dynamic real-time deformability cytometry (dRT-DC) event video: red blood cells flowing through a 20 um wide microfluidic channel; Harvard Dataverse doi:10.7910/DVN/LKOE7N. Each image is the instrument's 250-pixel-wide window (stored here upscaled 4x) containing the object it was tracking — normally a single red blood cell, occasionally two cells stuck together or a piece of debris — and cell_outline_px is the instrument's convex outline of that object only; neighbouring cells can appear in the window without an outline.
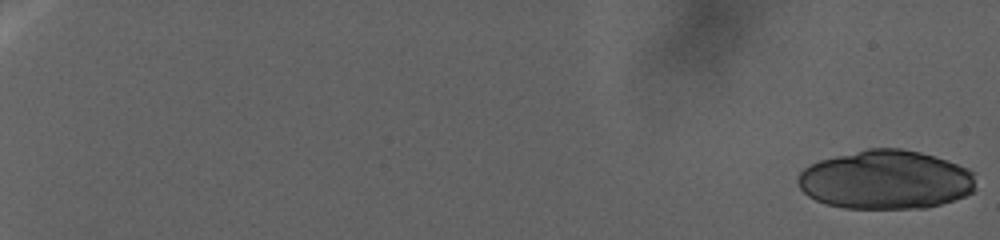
{"species": "human", "species_latin": "Homo sapiens", "temperature_condition": "warm", "stored_images_in_passage": 32, "camera_frame_rate_fps": 3000, "um_per_image_px": 0.085, "donor": {"sex": "female"}, "frame": {"image": 1, "passage_image": 1, "time_ms": 0.0, "image_size_px": [1000, 240], "cell_outline_px": [[976, 188], [972, 192], [964, 196], [940, 204], [924, 208], [844, 208], [828, 204], [816, 200], [808, 196], [800, 188], [796, 180], [800, 172], [804, 168], [820, 160], [868, 148], [900, 148], [920, 152], [948, 160], [968, 168], [972, 172]], "centroid_in_image_um": [75.29, 15.28], "position_along_channel_um": 9.7, "area_um2": 60.98}}
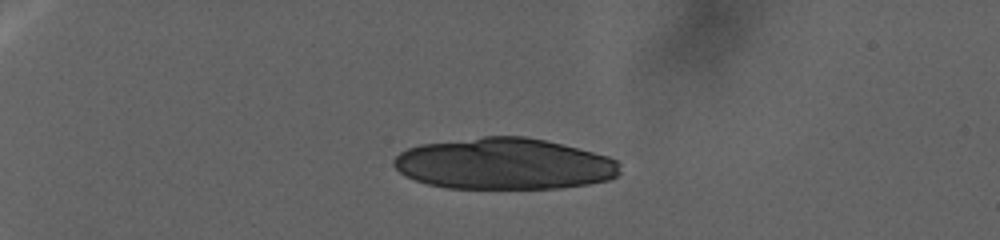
{"frame": {"image": 2, "passage_image": 16, "time_ms": 15.0, "image_size_px": [1000, 240], "cell_outline_px": [[620, 172], [616, 176], [608, 180], [588, 184], [560, 188], [444, 188], [428, 184], [404, 176], [392, 164], [392, 160], [400, 152], [408, 148], [420, 144], [484, 136], [524, 136], [544, 140], [608, 156], [616, 160], [620, 164]], "centroid_in_image_um": [42.82, 13.93], "position_along_channel_um": 42.2, "area_um2": 67.68}}
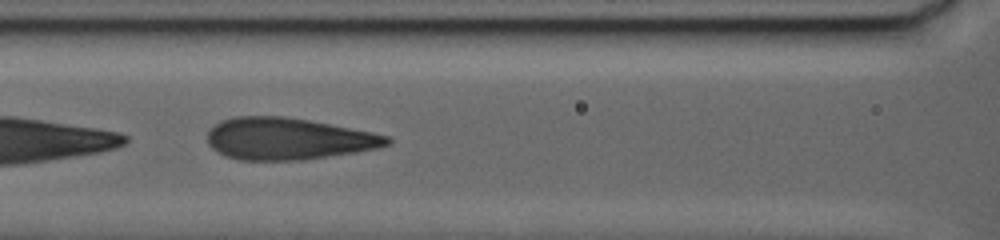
{"frame": {"image": 3, "passage_image": 30, "time_ms": 28.667, "image_size_px": [1000, 240], "cell_outline_px": [[392, 144], [380, 148], [356, 152], [304, 160], [236, 160], [224, 156], [216, 152], [208, 144], [208, 128], [220, 120], [236, 116], [284, 116], [308, 120], [372, 132], [388, 136], [392, 140]], "centroid_in_image_um": [24.46, 11.8], "position_along_channel_um": 142.1, "area_um2": 44.22}}